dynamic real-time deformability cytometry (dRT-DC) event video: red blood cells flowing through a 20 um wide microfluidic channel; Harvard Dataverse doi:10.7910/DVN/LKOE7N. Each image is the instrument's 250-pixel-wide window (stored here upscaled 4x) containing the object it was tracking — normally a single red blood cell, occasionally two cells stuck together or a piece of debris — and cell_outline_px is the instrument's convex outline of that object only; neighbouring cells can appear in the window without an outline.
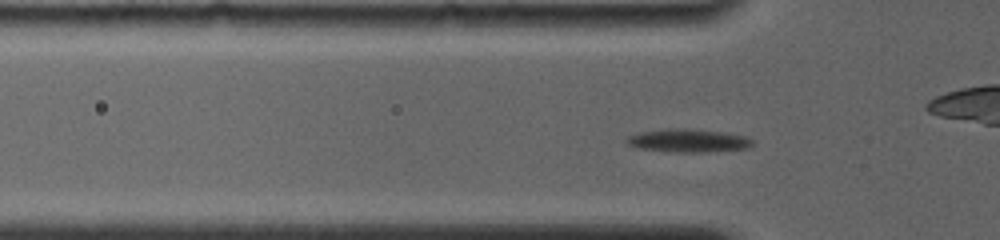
{"species": "common noctule bat (a hibernating species)", "species_latin": "Nyctalus noctula", "temperature_condition": "room temperature", "stored_images_in_passage": 67, "camera_frame_rate_fps": 4000, "um_per_image_px": 0.085, "animal": {"sex": "female", "body_mass_g": 19.0, "forearm_length_mm": 56.7}, "frame": {"image": 1, "passage_image": 15, "time_ms": 2.75, "image_size_px": [1000, 240], "cell_outline_px": [[752, 144], [748, 148], [704, 152], [676, 152], [640, 148], [628, 144], [628, 136], [640, 132], [672, 128], [692, 128], [720, 132], [744, 136], [752, 140]], "centroid_in_image_um": [58.51, 11.94], "position_along_channel_um": 67.3, "area_um2": 16.65}}
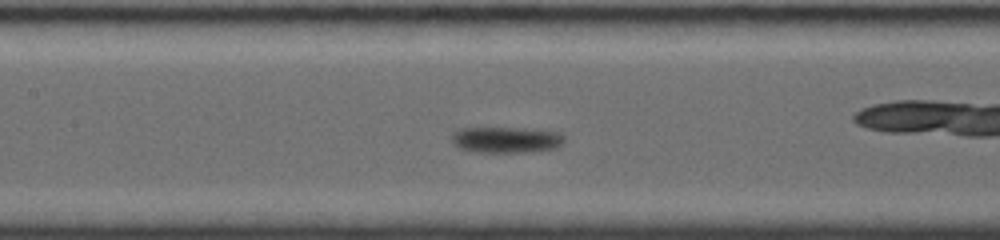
{"frame": {"image": 2, "passage_image": 29, "time_ms": 5.5, "image_size_px": [1000, 240], "cell_outline_px": [[564, 144], [556, 148], [524, 152], [476, 152], [460, 148], [452, 144], [452, 132], [460, 128], [524, 128], [556, 132], [564, 140]], "centroid_in_image_um": [42.97, 11.88], "position_along_channel_um": 164.4, "area_um2": 16.99}}
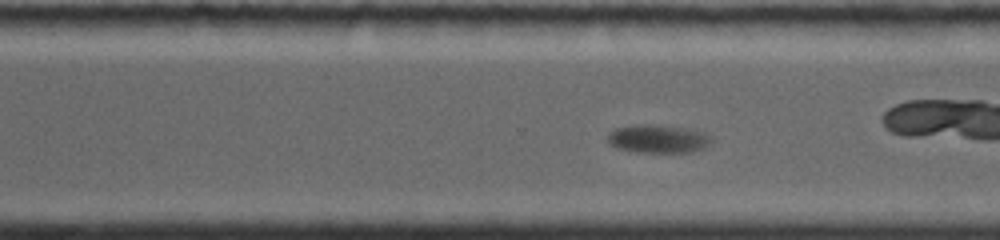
{"frame": {"image": 3, "passage_image": 49, "time_ms": 9.75, "image_size_px": [1000, 240], "cell_outline_px": [[712, 140], [704, 148], [692, 152], [636, 152], [616, 148], [608, 144], [608, 132], [616, 128], [644, 124], [692, 128], [704, 132]], "centroid_in_image_um": [55.92, 11.8], "position_along_channel_um": 314.7, "area_um2": 17.11}, "authors_computed_cell_mechanics": {"area_um2": 16.8776, "velocity_mm_per_s": 3.5453, "shape_relaxation_time_tau1_ms": 4.3237, "shape_relaxation_time_tau2_ms": null, "deformation_change_tau1": 0.115, "deformation_change_tau2": null}}